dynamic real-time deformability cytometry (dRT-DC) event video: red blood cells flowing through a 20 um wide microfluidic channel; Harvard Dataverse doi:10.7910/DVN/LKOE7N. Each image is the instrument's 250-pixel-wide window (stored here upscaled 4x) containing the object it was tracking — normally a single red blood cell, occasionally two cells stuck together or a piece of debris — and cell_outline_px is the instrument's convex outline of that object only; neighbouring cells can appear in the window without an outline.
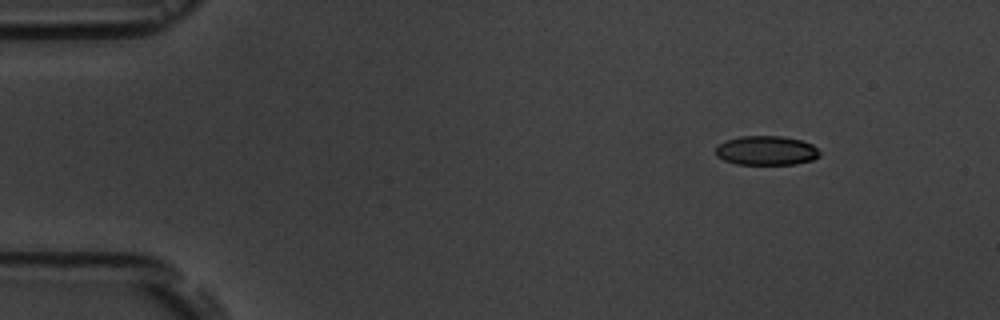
{"species": "common noctule bat (a hibernating species)", "species_latin": "Nyctalus noctula", "temperature_condition": "room temperature", "stored_images_in_passage": 7, "camera_frame_rate_fps": 3000, "um_per_image_px": 0.085, "animal": {"sex": "male", "body_mass_g": 19.5, "forearm_length_mm": 54.6}, "frame": {"image": 1, "passage_image": 1, "time_ms": 0.0, "image_size_px": [1000, 320], "cell_outline_px": [[820, 156], [812, 160], [792, 164], [736, 164], [724, 160], [716, 156], [716, 144], [724, 140], [740, 136], [784, 136], [800, 140], [812, 144], [820, 152]], "centroid_in_image_um": [65.1, 12.78], "position_along_channel_um": 19.9, "area_um2": 17.86}}
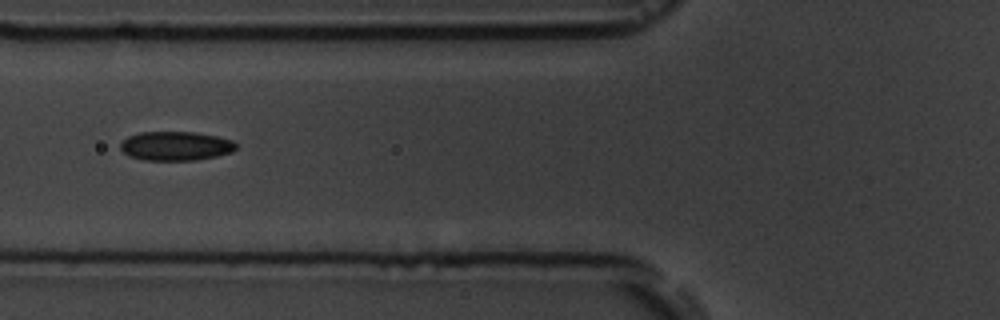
{"frame": {"image": 2, "passage_image": 5, "time_ms": 5.0, "image_size_px": [1000, 320], "cell_outline_px": [[236, 148], [232, 152], [216, 156], [196, 160], [144, 160], [128, 156], [120, 148], [120, 144], [128, 136], [140, 132], [196, 132], [216, 136], [232, 140], [236, 144]], "centroid_in_image_um": [14.93, 12.41], "position_along_channel_um": 110.9, "area_um2": 19.59}}
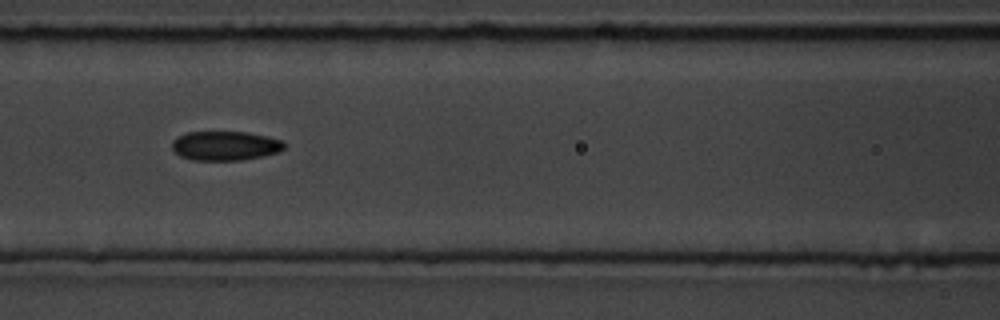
{"frame": {"image": 3, "passage_image": 6, "time_ms": 6.0, "image_size_px": [1000, 320], "cell_outline_px": [[284, 148], [276, 152], [264, 156], [240, 160], [192, 160], [180, 156], [172, 148], [172, 140], [176, 136], [188, 132], [248, 132], [268, 136], [280, 140], [284, 144]], "centroid_in_image_um": [19.1, 12.38], "position_along_channel_um": 147.5, "area_um2": 19.13}}